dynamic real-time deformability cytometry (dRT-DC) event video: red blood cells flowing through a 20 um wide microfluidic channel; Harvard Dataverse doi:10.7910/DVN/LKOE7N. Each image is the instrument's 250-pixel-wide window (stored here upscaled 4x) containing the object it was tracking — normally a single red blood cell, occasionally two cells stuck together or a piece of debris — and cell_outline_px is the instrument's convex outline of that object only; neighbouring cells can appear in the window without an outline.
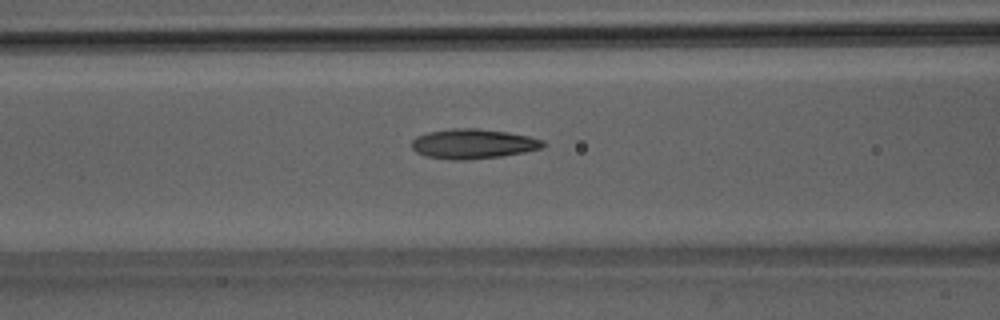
{"species": "Egyptian fruit bat (a non-hibernating species)", "species_latin": "Rousettus aegyptiacus", "temperature_condition": "room temperature", "stored_images_in_passage": 51, "camera_frame_rate_fps": 3000, "um_per_image_px": 0.085, "animal": {"sex": "male"}, "frame": {"image": 1, "passage_image": 21, "time_ms": 6.667, "image_size_px": [1000, 320], "cell_outline_px": [[548, 144], [540, 148], [524, 152], [504, 156], [464, 160], [452, 160], [424, 156], [416, 152], [412, 148], [412, 140], [416, 136], [428, 132], [452, 128], [476, 128], [508, 132], [528, 136], [544, 140]], "centroid_in_image_um": [40.21, 12.23], "position_along_channel_um": 126.4, "area_um2": 22.95}}
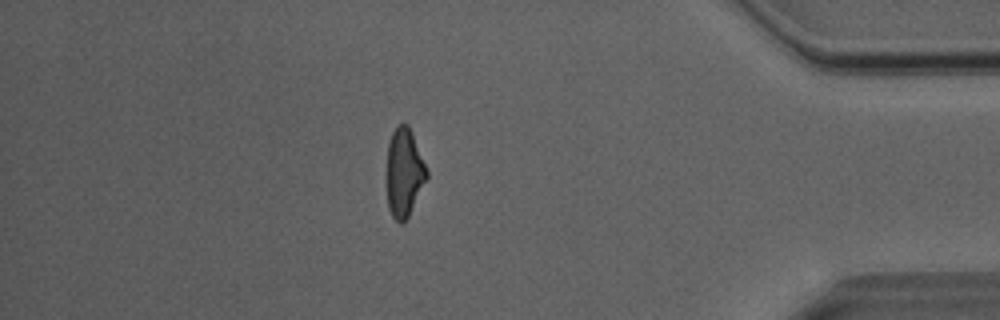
{"frame": {"image": 2, "passage_image": 44, "time_ms": 14.333, "image_size_px": [1000, 320], "cell_outline_px": [[428, 176], [408, 216], [400, 224], [392, 216], [388, 208], [388, 144], [392, 132], [400, 124], [408, 124], [412, 132], [428, 172]], "centroid_in_image_um": [34.36, 14.66], "position_along_channel_um": 400.8, "area_um2": 20.06}}
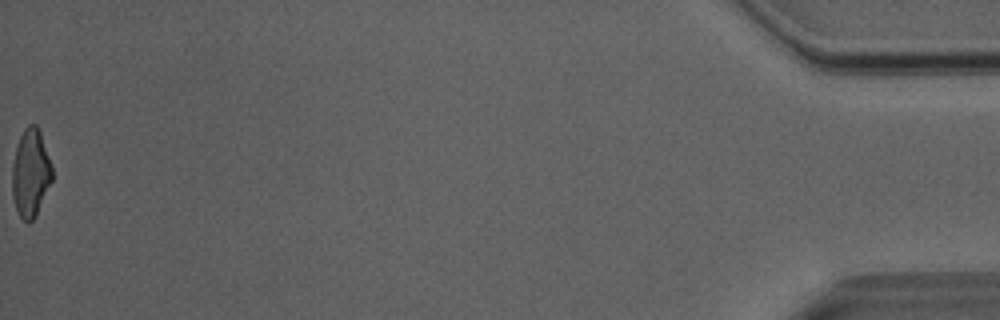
{"frame": {"image": 3, "passage_image": 51, "time_ms": 16.667, "image_size_px": [1000, 320], "cell_outline_px": [[52, 180], [36, 216], [28, 224], [16, 212], [12, 196], [12, 164], [16, 144], [24, 128], [28, 124], [36, 124], [40, 132], [52, 164]], "centroid_in_image_um": [2.59, 14.71], "position_along_channel_um": 432.6, "area_um2": 20.75}, "authors_computed_cell_mechanics": {"area_um2": 21.675, "velocity_mm_per_s": 4.0909, "shape_relaxation_time_tau1_ms": 4.8223, "shape_relaxation_time_tau2_ms": 1.9097, "deformation_change_tau1": 0.1684, "deformation_change_tau2": 0.1001}}